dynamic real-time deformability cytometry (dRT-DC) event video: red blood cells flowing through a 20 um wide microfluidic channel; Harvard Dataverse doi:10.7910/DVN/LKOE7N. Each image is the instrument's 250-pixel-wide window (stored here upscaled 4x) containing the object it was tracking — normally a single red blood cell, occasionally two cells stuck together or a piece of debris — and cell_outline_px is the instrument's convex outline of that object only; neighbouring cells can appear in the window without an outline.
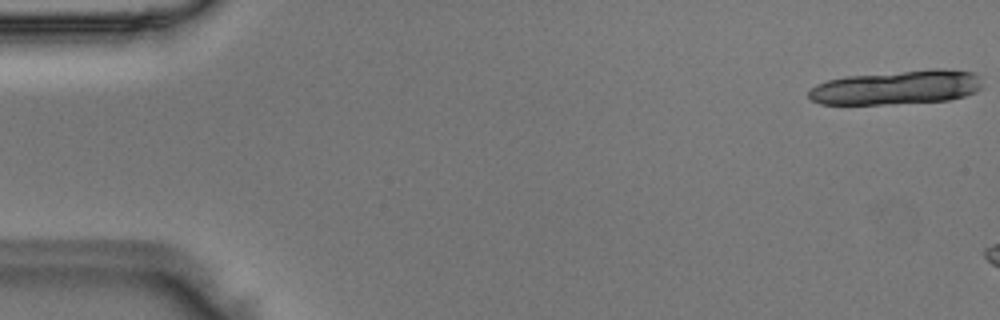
{"species": "Egyptian fruit bat (a non-hibernating species)", "species_latin": "Rousettus aegyptiacus", "temperature_condition": "room temperature", "stored_images_in_passage": 7, "camera_frame_rate_fps": 3000, "um_per_image_px": 0.085, "animal": {"sex": "male"}, "frame": {"image": 1, "passage_image": 1, "time_ms": 0.0, "image_size_px": [1000, 320], "cell_outline_px": [[980, 88], [976, 92], [964, 96], [948, 100], [884, 104], [820, 104], [812, 100], [808, 96], [808, 92], [816, 84], [828, 80], [848, 76], [932, 68], [944, 68], [976, 72], [980, 76]], "centroid_in_image_um": [76.26, 7.41], "position_along_channel_um": 8.7, "area_um2": 34.68}}